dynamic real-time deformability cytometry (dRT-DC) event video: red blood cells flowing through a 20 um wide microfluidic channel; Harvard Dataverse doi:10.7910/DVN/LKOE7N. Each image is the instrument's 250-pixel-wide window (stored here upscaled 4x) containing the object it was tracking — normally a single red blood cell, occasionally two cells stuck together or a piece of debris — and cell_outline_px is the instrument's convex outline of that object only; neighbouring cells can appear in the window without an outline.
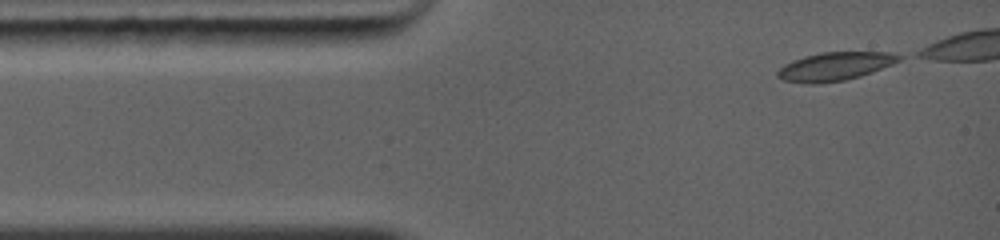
{"species": "common noctule bat (a hibernating species)", "species_latin": "Nyctalus noctula", "temperature_condition": "warm", "stored_images_in_passage": 6, "camera_frame_rate_fps": 5000, "um_per_image_px": 0.085, "animal": {"sex": "female", "body_mass_g": 19.0, "forearm_length_mm": 56.7}, "frame": {"image": 1, "passage_image": 1, "time_ms": 0.0, "image_size_px": [1000, 240], "cell_outline_px": [[900, 60], [880, 68], [844, 80], [784, 80], [776, 72], [784, 64], [804, 56], [820, 52], [888, 52], [900, 56]], "centroid_in_image_um": [70.99, 5.56], "position_along_channel_um": 14.0, "area_um2": 18.5}}